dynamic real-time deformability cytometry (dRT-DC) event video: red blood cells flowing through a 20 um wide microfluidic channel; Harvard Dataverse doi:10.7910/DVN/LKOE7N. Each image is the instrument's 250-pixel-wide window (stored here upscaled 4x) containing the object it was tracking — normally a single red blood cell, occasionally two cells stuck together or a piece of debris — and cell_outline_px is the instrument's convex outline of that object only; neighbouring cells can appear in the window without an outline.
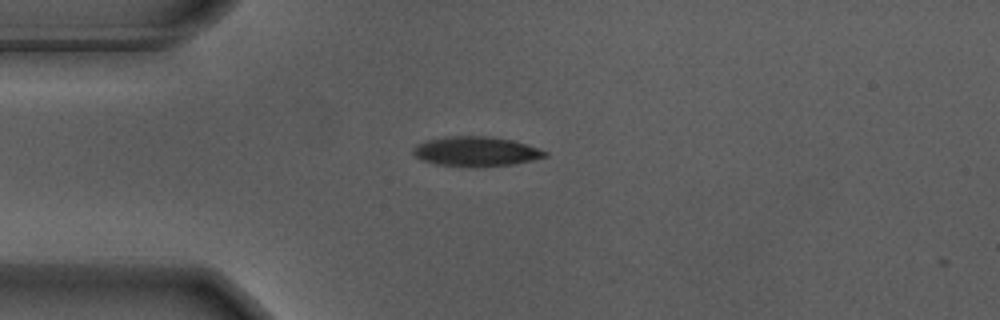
{"species": "Egyptian fruit bat (a non-hibernating species)", "species_latin": "Rousettus aegyptiacus", "temperature_condition": "warm", "stored_images_in_passage": 44, "camera_frame_rate_fps": 3000, "um_per_image_px": 0.085, "animal": {"sex": "male"}, "frame": {"image": 1, "passage_image": 1, "time_ms": 0.0, "image_size_px": [1000, 320], "cell_outline_px": [[548, 156], [516, 164], [436, 164], [420, 160], [412, 152], [412, 148], [416, 144], [428, 140], [444, 136], [492, 136], [512, 140], [528, 144], [548, 152]], "centroid_in_image_um": [40.46, 12.82], "position_along_channel_um": 44.5, "area_um2": 22.14}}
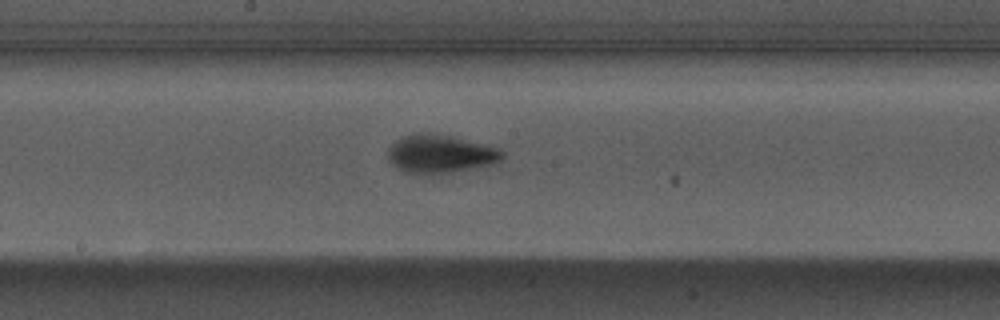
{"frame": {"image": 2, "passage_image": 16, "time_ms": 5.0, "image_size_px": [1000, 320], "cell_outline_px": [[504, 156], [496, 164], [432, 176], [428, 176], [404, 172], [396, 168], [388, 160], [388, 148], [396, 140], [404, 136], [428, 132], [448, 136], [500, 148], [504, 152]], "centroid_in_image_um": [37.41, 13.13], "position_along_channel_um": 210.8, "area_um2": 25.84}}
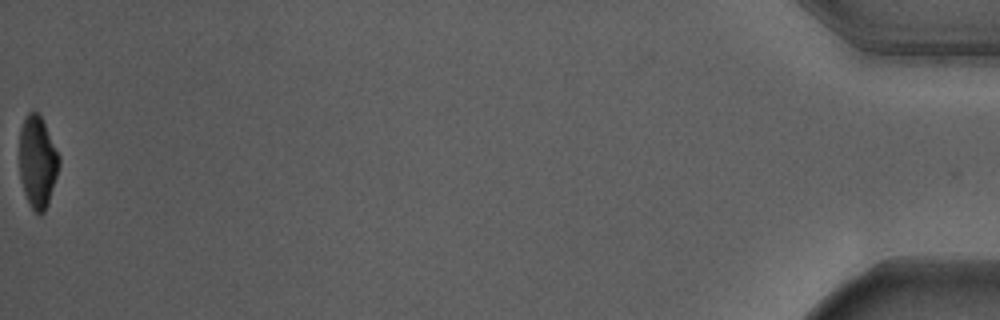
{"frame": {"image": 3, "passage_image": 43, "time_ms": 14.0, "image_size_px": [1000, 320], "cell_outline_px": [[60, 164], [48, 204], [44, 212], [40, 216], [32, 208], [24, 192], [20, 180], [20, 128], [28, 112], [36, 112], [40, 116], [60, 156]], "centroid_in_image_um": [3.19, 13.79], "position_along_channel_um": 432.0, "area_um2": 20.98}, "authors_computed_cell_mechanics": {"area_um2": 23.5824, "velocity_mm_per_s": 3.6691, "shape_relaxation_time_tau1_ms": 2.4338, "shape_relaxation_time_tau2_ms": 0.6717, "deformation_change_tau1": 0.2137, "deformation_change_tau2": 0.0775}}